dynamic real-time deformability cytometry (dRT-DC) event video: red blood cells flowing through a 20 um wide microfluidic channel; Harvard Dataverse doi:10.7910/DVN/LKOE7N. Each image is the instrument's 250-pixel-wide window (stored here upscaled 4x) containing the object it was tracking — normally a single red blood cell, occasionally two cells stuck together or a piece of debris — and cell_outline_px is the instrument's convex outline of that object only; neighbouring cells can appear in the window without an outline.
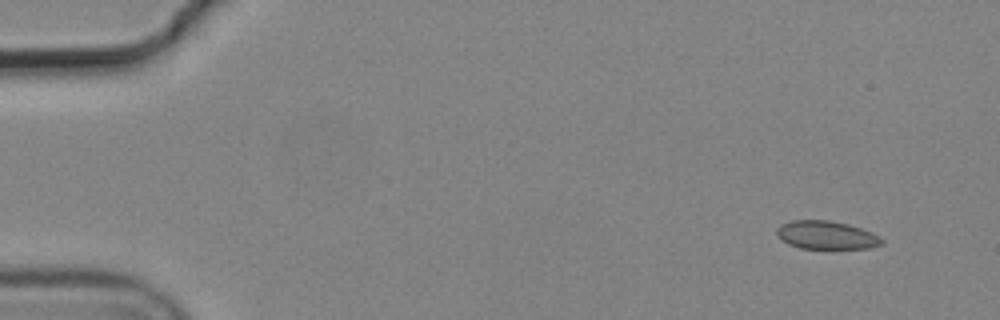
{"species": "common noctule bat (a hibernating species)", "species_latin": "Nyctalus noctula", "temperature_condition": "cold", "stored_images_in_passage": 4, "camera_frame_rate_fps": 3000, "um_per_image_px": 0.085, "animal": {"sex": "male", "body_mass_g": 19.2, "forearm_length_mm": 51.8}, "frame": {"image": 1, "passage_image": 1, "time_ms": 0.0, "image_size_px": [1000, 320], "cell_outline_px": [[884, 244], [868, 248], [800, 248], [788, 244], [780, 240], [776, 232], [776, 228], [780, 224], [792, 220], [828, 220], [848, 224], [872, 232], [880, 236], [884, 240]], "centroid_in_image_um": [70.23, 19.98], "position_along_channel_um": 14.8, "area_um2": 17.4}}